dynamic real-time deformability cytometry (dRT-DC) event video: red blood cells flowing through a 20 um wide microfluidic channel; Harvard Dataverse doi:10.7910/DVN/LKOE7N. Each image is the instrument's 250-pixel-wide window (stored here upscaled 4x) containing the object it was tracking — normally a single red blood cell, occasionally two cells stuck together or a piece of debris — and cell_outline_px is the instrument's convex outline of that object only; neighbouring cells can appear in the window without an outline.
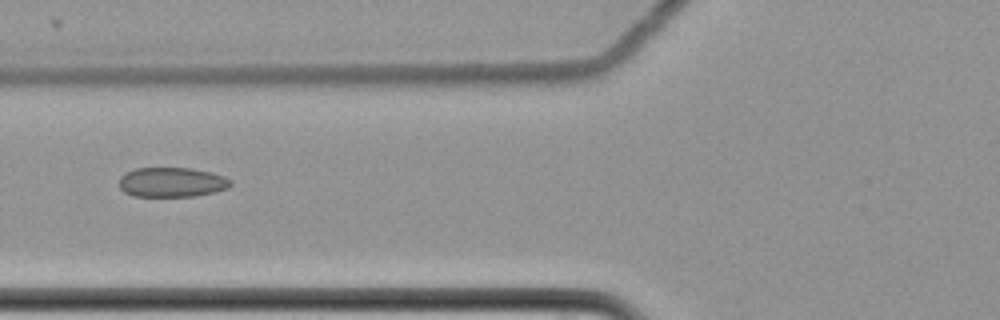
{"species": "common noctule bat (a hibernating species)", "species_latin": "Nyctalus noctula", "temperature_condition": "cold", "stored_images_in_passage": 10, "camera_frame_rate_fps": 3000, "um_per_image_px": 0.085, "animal": {"sex": "female", "body_mass_g": 22.7, "forearm_length_mm": 54.2}, "frame": {"image": 1, "passage_image": 7, "time_ms": 2.0, "image_size_px": [1000, 320], "cell_outline_px": [[232, 184], [228, 188], [216, 192], [196, 196], [132, 196], [124, 192], [120, 188], [120, 176], [136, 168], [192, 168], [212, 172], [224, 176], [232, 180]], "centroid_in_image_um": [14.65, 15.49], "position_along_channel_um": 111.2, "area_um2": 19.42}}
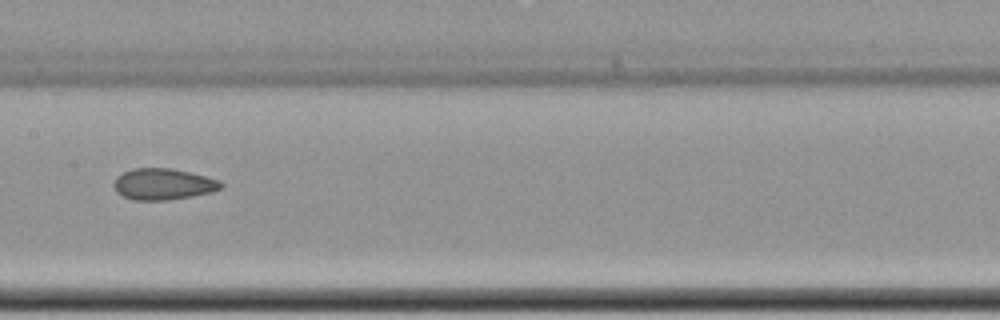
{"frame": {"image": 2, "passage_image": 9, "time_ms": 2.667, "image_size_px": [1000, 320], "cell_outline_px": [[224, 184], [220, 188], [212, 192], [192, 196], [168, 200], [132, 200], [116, 192], [112, 184], [116, 176], [132, 168], [172, 168], [220, 180]], "centroid_in_image_um": [13.84, 15.65], "position_along_channel_um": 193.6, "area_um2": 19.59}}
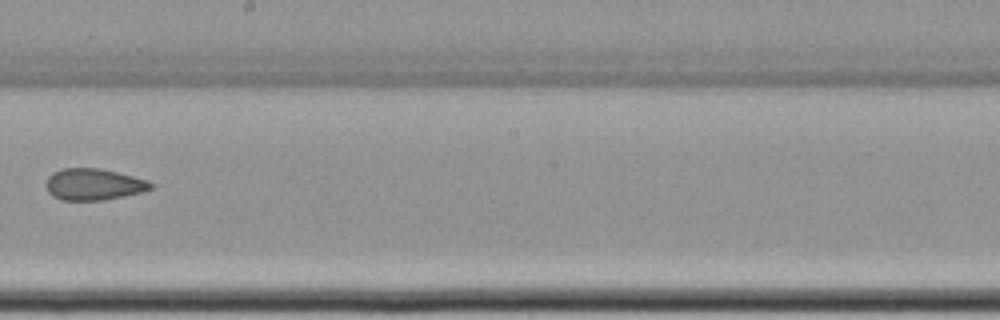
{"frame": {"image": 3, "passage_image": 10, "time_ms": 3.0, "image_size_px": [1000, 320], "cell_outline_px": [[152, 188], [144, 192], [104, 200], [60, 200], [52, 196], [48, 192], [44, 184], [48, 176], [52, 172], [64, 168], [100, 168], [148, 180], [152, 184]], "centroid_in_image_um": [7.92, 15.67], "position_along_channel_um": 240.3, "area_um2": 19.42}}